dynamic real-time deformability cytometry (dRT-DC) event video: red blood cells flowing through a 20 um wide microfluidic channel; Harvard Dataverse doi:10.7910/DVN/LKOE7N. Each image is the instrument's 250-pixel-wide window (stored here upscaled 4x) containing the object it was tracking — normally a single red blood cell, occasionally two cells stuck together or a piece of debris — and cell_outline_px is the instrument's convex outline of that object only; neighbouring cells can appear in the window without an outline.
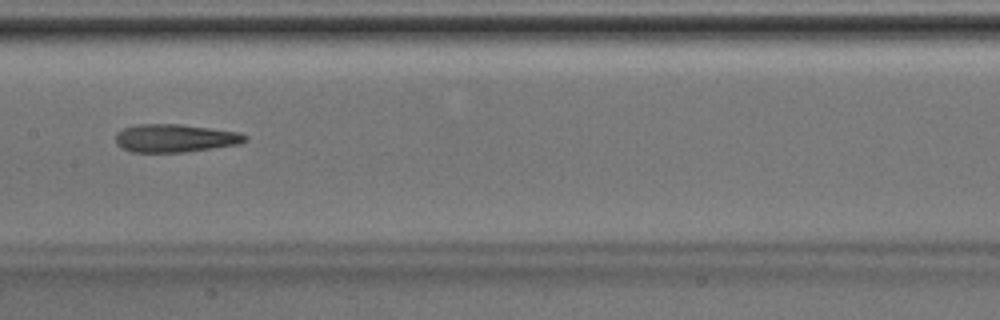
{"species": "Egyptian fruit bat (a non-hibernating species)", "species_latin": "Rousettus aegyptiacus", "temperature_condition": "room temperature", "stored_images_in_passage": 40, "camera_frame_rate_fps": 3000, "um_per_image_px": 0.085, "animal": {"sex": "male"}, "frame": {"image": 1, "passage_image": 18, "time_ms": 5.667, "image_size_px": [1000, 320], "cell_outline_px": [[248, 140], [240, 144], [184, 152], [132, 152], [120, 148], [116, 144], [116, 132], [124, 128], [136, 124], [180, 124], [240, 132], [248, 136]], "centroid_in_image_um": [14.87, 11.74], "position_along_channel_um": 192.5, "area_um2": 21.33}}
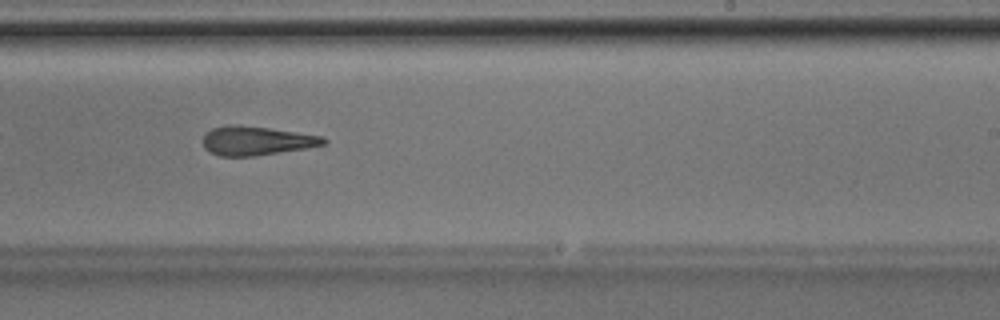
{"frame": {"image": 2, "passage_image": 23, "time_ms": 7.333, "image_size_px": [1000, 320], "cell_outline_px": [[328, 144], [308, 148], [256, 156], [220, 156], [204, 148], [204, 132], [212, 128], [228, 124], [240, 124], [324, 136], [328, 140]], "centroid_in_image_um": [21.83, 11.95], "position_along_channel_um": 267.2, "area_um2": 20.63}}